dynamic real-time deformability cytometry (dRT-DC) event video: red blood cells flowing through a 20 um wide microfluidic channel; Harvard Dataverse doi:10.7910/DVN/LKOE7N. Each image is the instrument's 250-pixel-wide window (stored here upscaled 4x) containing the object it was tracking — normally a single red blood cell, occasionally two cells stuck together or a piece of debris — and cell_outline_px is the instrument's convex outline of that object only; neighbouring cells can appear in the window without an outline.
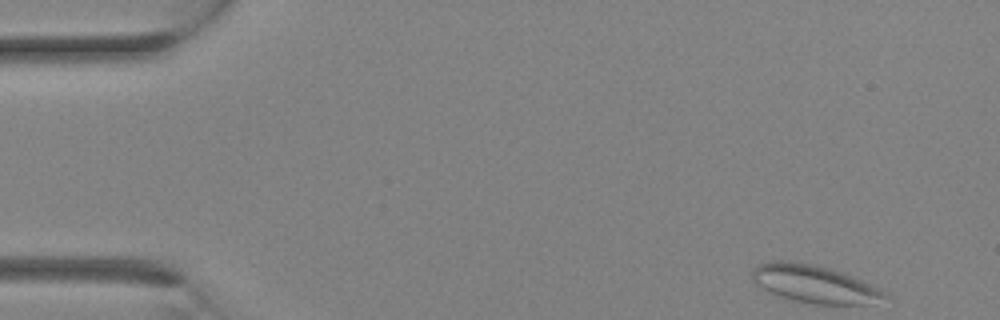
{"species": "Egyptian fruit bat (a non-hibernating species)", "species_latin": "Rousettus aegyptiacus", "temperature_condition": "room temperature", "stored_images_in_passage": 28, "camera_frame_rate_fps": 3000, "um_per_image_px": 0.085, "animal": {"sex": "female"}, "frame": {"image": 1, "passage_image": 1, "time_ms": 0.0, "image_size_px": [1000, 320], "cell_outline_px": [[888, 296], [868, 304], [816, 304], [792, 300], [768, 292], [756, 284], [752, 280], [752, 272], [756, 264], [772, 260], [792, 260], [816, 264], [844, 272], [880, 288]], "centroid_in_image_um": [69.17, 24.1], "position_along_channel_um": 15.8, "area_um2": 29.42}}
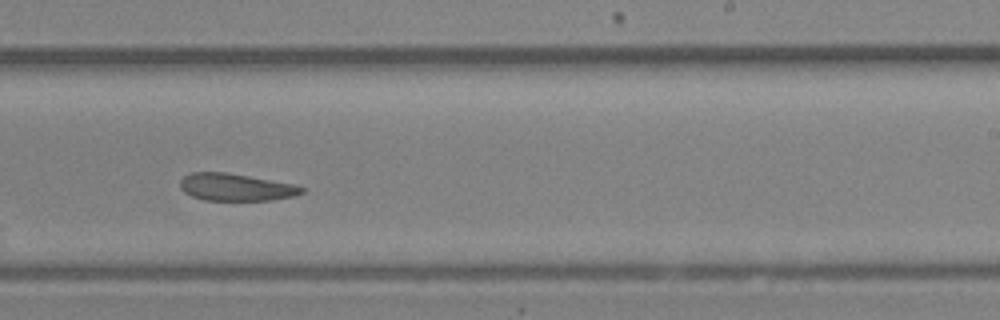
{"frame": {"image": 2, "passage_image": 17, "time_ms": 5.333, "image_size_px": [1000, 320], "cell_outline_px": [[304, 192], [292, 196], [272, 200], [204, 200], [192, 196], [184, 192], [180, 188], [180, 180], [184, 176], [192, 172], [224, 172], [296, 184], [304, 188]], "centroid_in_image_um": [20.03, 15.91], "position_along_channel_um": 269.0, "area_um2": 19.25}}
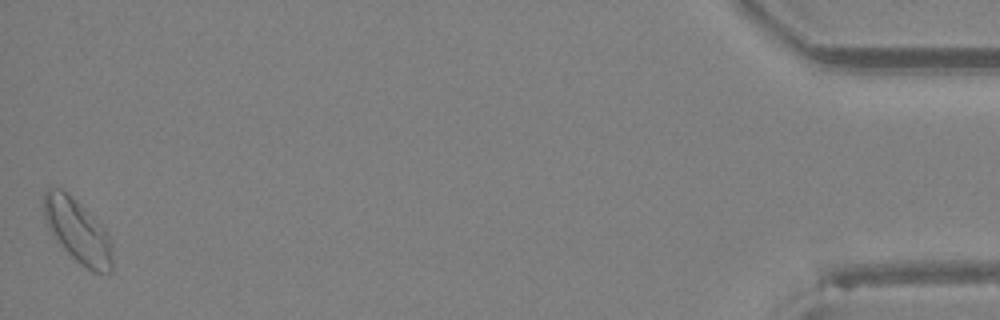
{"frame": {"image": 3, "passage_image": 28, "time_ms": 9.0, "image_size_px": [1000, 320], "cell_outline_px": [[112, 272], [92, 272], [80, 264], [60, 244], [44, 220], [44, 192], [48, 188], [60, 188], [68, 192], [108, 232], [112, 244]], "centroid_in_image_um": [6.62, 19.63], "position_along_channel_um": 428.6, "area_um2": 25.14}}